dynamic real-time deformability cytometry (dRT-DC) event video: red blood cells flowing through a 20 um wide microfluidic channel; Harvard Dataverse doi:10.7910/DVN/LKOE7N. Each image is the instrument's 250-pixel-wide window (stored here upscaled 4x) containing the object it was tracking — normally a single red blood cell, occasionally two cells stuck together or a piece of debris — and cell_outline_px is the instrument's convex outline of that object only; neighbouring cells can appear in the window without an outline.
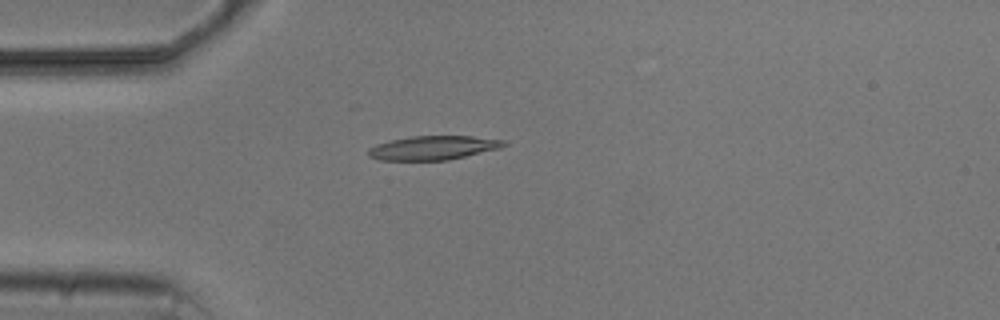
{"species": "common noctule bat (a hibernating species)", "species_latin": "Nyctalus noctula", "temperature_condition": "cold", "stored_images_in_passage": 5, "camera_frame_rate_fps": 3000, "um_per_image_px": 0.085, "animal": {"sex": "male", "body_mass_g": 20.5, "forearm_length_mm": 52.5}, "frame": {"image": 1, "passage_image": 4, "time_ms": 3.667, "image_size_px": [1000, 320], "cell_outline_px": [[508, 144], [500, 148], [448, 160], [380, 160], [368, 156], [368, 148], [376, 144], [392, 140], [412, 136], [472, 136], [508, 140]], "centroid_in_image_um": [36.85, 12.56], "position_along_channel_um": 48.2, "area_um2": 18.96}}